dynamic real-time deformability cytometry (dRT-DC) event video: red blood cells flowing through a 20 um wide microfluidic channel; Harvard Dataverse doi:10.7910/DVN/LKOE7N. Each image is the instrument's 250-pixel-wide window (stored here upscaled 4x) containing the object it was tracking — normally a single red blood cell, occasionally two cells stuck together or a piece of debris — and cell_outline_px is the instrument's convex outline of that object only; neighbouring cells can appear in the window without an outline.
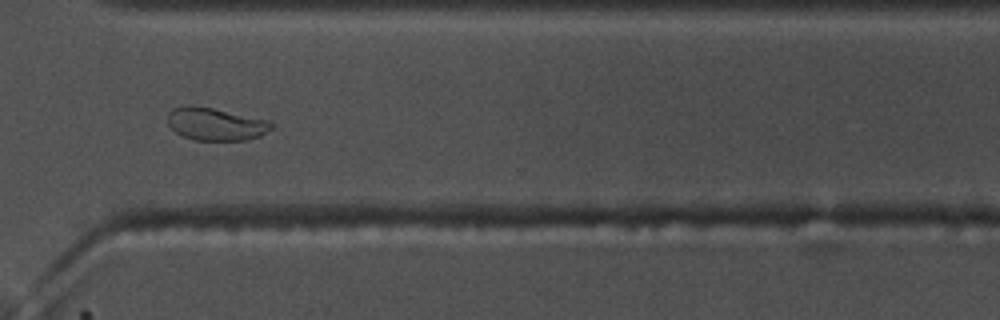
{"species": "common noctule bat (a hibernating species)", "species_latin": "Nyctalus noctula", "temperature_condition": "warm", "stored_images_in_passage": 55, "camera_frame_rate_fps": 3000, "um_per_image_px": 0.085, "animal": {"sex": "male", "body_mass_g": 17.5, "forearm_length_mm": 52.3}, "frame": {"image": 1, "passage_image": 40, "time_ms": 13.0, "image_size_px": [1000, 320], "cell_outline_px": [[272, 128], [260, 136], [248, 140], [192, 140], [180, 136], [168, 124], [168, 112], [172, 108], [212, 108], [268, 120], [272, 124]], "centroid_in_image_um": [18.35, 10.59], "position_along_channel_um": 352.3, "area_um2": 19.25}, "authors_computed_cell_mechanics": {"area_um2": 20.3456, "velocity_mm_per_s": 3.7002, "shape_relaxation_time_tau1_ms": 4.9091, "shape_relaxation_time_tau2_ms": 0.7201, "deformation_change_tau1": 0.19, "deformation_change_tau2": 0.0449}}